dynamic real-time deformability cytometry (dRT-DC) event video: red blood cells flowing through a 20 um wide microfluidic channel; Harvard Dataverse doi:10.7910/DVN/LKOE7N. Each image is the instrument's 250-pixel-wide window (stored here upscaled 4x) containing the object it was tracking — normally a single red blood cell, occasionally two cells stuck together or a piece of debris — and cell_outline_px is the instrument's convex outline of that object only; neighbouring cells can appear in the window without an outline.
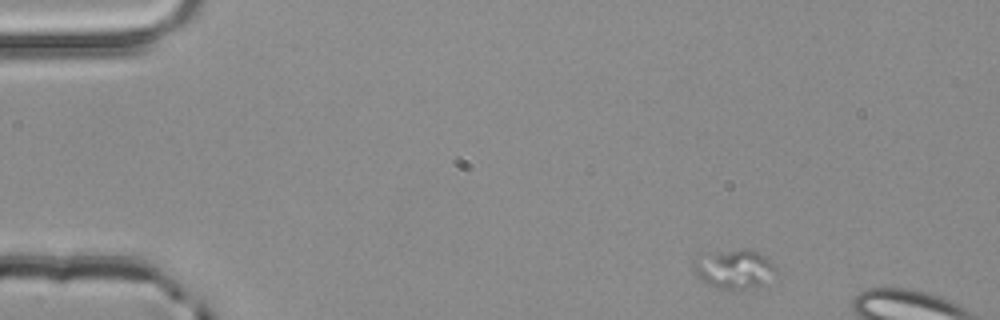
{"species": "common noctule bat (a hibernating species)", "species_latin": "Nyctalus noctula", "temperature_condition": "room temperature", "stored_images_in_passage": 5, "camera_frame_rate_fps": 3000, "um_per_image_px": 0.085, "animal": {"sex": "male", "body_mass_g": 20.4}, "frame": {"image": 1, "passage_image": 1, "time_ms": 0.0, "image_size_px": [1000, 320], "cell_outline_px": [[776, 272], [764, 284], [732, 292], [708, 284], [696, 276], [692, 264], [692, 260], [700, 252], [740, 248], [748, 248], [768, 256], [776, 268]], "centroid_in_image_um": [62.36, 22.82], "position_along_channel_um": 22.6, "area_um2": 19.77}}
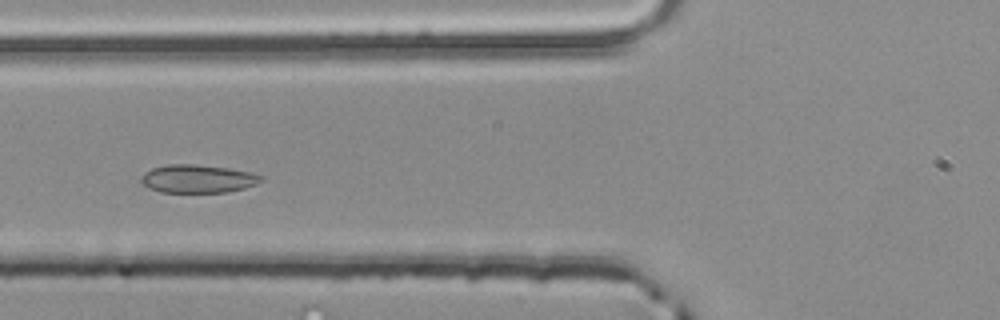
{"frame": {"image": 2, "passage_image": 5, "time_ms": 1.333, "image_size_px": [1000, 320], "cell_outline_px": [[264, 180], [256, 184], [244, 188], [228, 192], [160, 192], [144, 184], [140, 180], [144, 172], [152, 168], [168, 164], [192, 164], [228, 168], [248, 172], [264, 176]], "centroid_in_image_um": [16.83, 15.19], "position_along_channel_um": 109.0, "area_um2": 19.54}}